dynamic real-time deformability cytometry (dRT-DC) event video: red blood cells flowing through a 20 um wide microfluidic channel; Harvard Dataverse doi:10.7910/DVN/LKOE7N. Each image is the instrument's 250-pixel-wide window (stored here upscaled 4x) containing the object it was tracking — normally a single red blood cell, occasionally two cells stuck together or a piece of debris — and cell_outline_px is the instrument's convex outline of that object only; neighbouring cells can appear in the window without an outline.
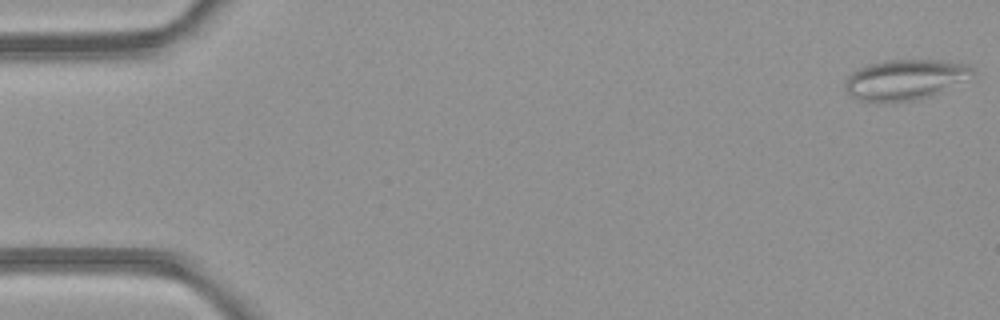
{"species": "common noctule bat (a hibernating species)", "species_latin": "Nyctalus noctula", "temperature_condition": "room temperature", "stored_images_in_passage": 49, "camera_frame_rate_fps": 3000, "um_per_image_px": 0.085, "animal": {"sex": "female", "body_mass_g": 21.9}, "frame": {"image": 1, "passage_image": 1, "time_ms": 0.0, "image_size_px": [1000, 320], "cell_outline_px": [[972, 72], [932, 96], [916, 100], [860, 100], [852, 96], [844, 88], [844, 84], [848, 76], [852, 72], [868, 64], [888, 60], [944, 60], [968, 64], [972, 68]], "centroid_in_image_um": [76.85, 6.74], "position_along_channel_um": 8.1, "area_um2": 28.84}}
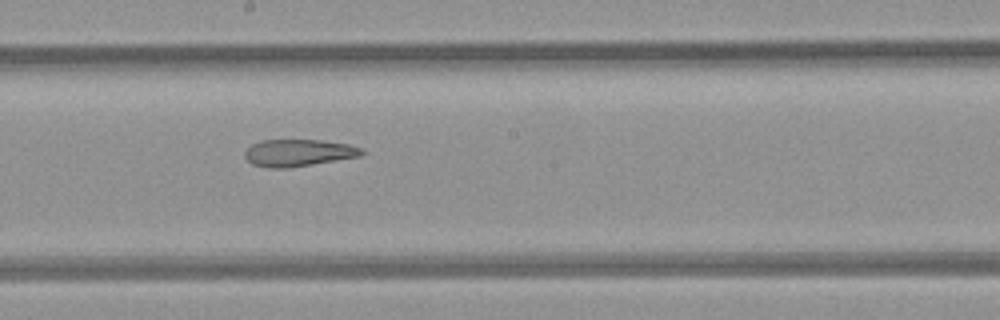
{"frame": {"image": 2, "passage_image": 27, "time_ms": 8.667, "image_size_px": [1000, 320], "cell_outline_px": [[364, 152], [360, 156], [288, 168], [268, 168], [252, 164], [244, 156], [244, 152], [252, 144], [260, 140], [324, 140], [348, 144], [360, 148]], "centroid_in_image_um": [25.33, 12.98], "position_along_channel_um": 222.9, "area_um2": 18.32}}
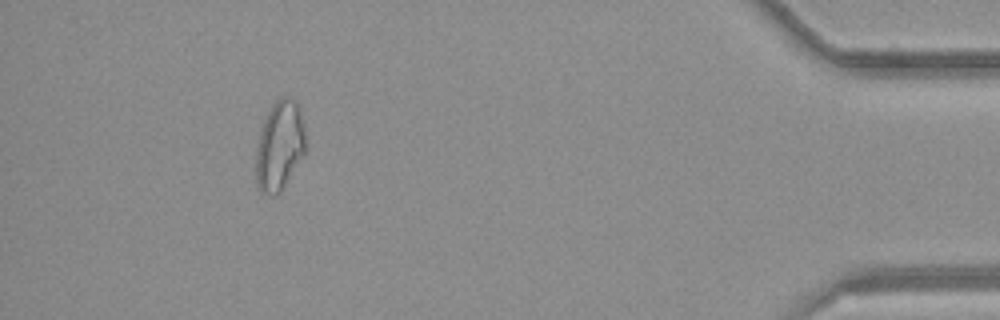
{"frame": {"image": 3, "passage_image": 45, "time_ms": 14.667, "image_size_px": [1000, 320], "cell_outline_px": [[304, 152], [280, 192], [260, 192], [256, 184], [256, 144], [264, 120], [272, 104], [280, 96], [292, 96], [300, 104], [304, 124]], "centroid_in_image_um": [23.76, 12.28], "position_along_channel_um": 411.4, "area_um2": 25.72}, "authors_computed_cell_mechanics": {"area_um2": 24.1604, "velocity_mm_per_s": 4.2285, "shape_relaxation_time_tau1_ms": null, "shape_relaxation_time_tau2_ms": 3.8735, "deformation_change_tau1": null, "deformation_change_tau2": 0.1246}}